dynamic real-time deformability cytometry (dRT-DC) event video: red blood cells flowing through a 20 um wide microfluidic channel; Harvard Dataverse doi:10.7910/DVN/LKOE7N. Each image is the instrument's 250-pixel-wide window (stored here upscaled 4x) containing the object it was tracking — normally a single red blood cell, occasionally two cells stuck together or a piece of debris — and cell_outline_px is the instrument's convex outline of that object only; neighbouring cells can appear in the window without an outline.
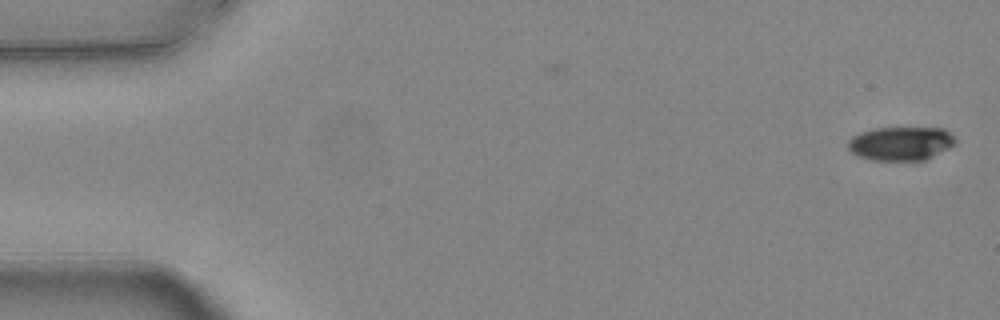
{"species": "common noctule bat (a hibernating species)", "species_latin": "Nyctalus noctula", "temperature_condition": "warm", "stored_images_in_passage": 54, "camera_frame_rate_fps": 3000, "um_per_image_px": 0.085, "animal": {"sex": "female", "body_mass_g": 24.6, "forearm_length_mm": 56.2}, "frame": {"image": 1, "passage_image": 1, "time_ms": 0.0, "image_size_px": [1000, 320], "cell_outline_px": [[956, 144], [924, 160], [868, 160], [856, 156], [848, 148], [848, 140], [852, 136], [860, 132], [872, 128], [944, 128], [956, 140]], "centroid_in_image_um": [76.52, 12.19], "position_along_channel_um": 8.5, "area_um2": 21.15}}
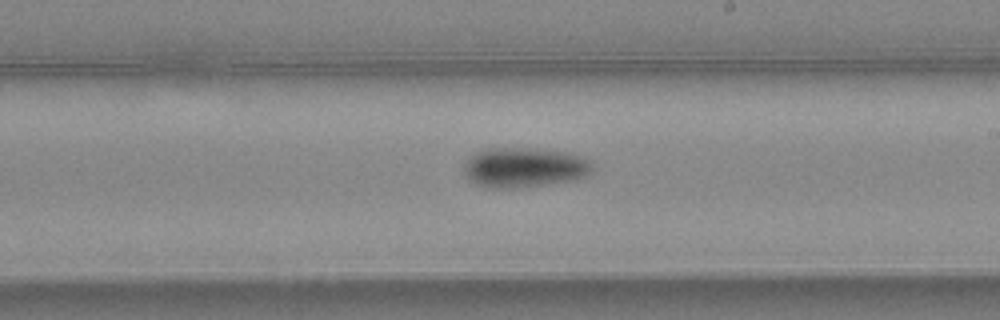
{"frame": {"image": 2, "passage_image": 31, "time_ms": 10.0, "image_size_px": [1000, 320], "cell_outline_px": [[592, 168], [588, 176], [576, 180], [516, 188], [484, 188], [468, 180], [464, 176], [464, 164], [468, 156], [484, 148], [528, 148], [572, 152], [584, 156], [592, 160]], "centroid_in_image_um": [44.56, 14.23], "position_along_channel_um": 244.4, "area_um2": 30.63}}
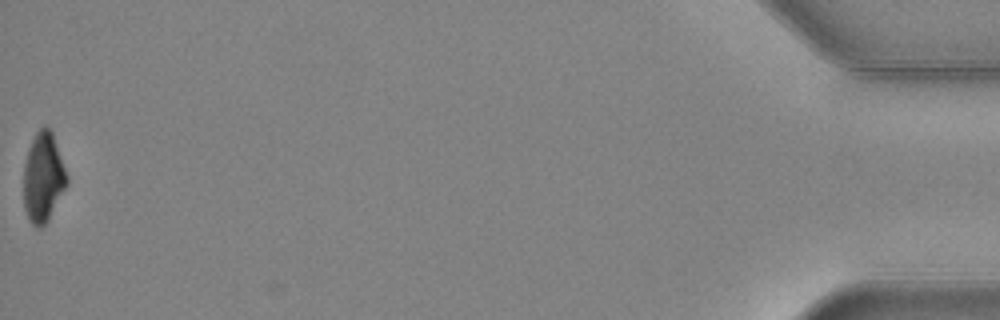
{"frame": {"image": 3, "passage_image": 54, "time_ms": 17.667, "image_size_px": [1000, 320], "cell_outline_px": [[68, 184], [48, 220], [40, 228], [36, 228], [28, 220], [24, 208], [24, 164], [28, 148], [36, 132], [44, 124], [52, 132], [68, 176]], "centroid_in_image_um": [3.67, 15.09], "position_along_channel_um": 431.5, "area_um2": 22.66}, "authors_computed_cell_mechanics": {"area_um2": 25.2297, "velocity_mm_per_s": 3.7948, "shape_relaxation_time_tau1_ms": 4.082, "shape_relaxation_time_tau2_ms": null, "deformation_change_tau1": 0.1373, "deformation_change_tau2": null}}